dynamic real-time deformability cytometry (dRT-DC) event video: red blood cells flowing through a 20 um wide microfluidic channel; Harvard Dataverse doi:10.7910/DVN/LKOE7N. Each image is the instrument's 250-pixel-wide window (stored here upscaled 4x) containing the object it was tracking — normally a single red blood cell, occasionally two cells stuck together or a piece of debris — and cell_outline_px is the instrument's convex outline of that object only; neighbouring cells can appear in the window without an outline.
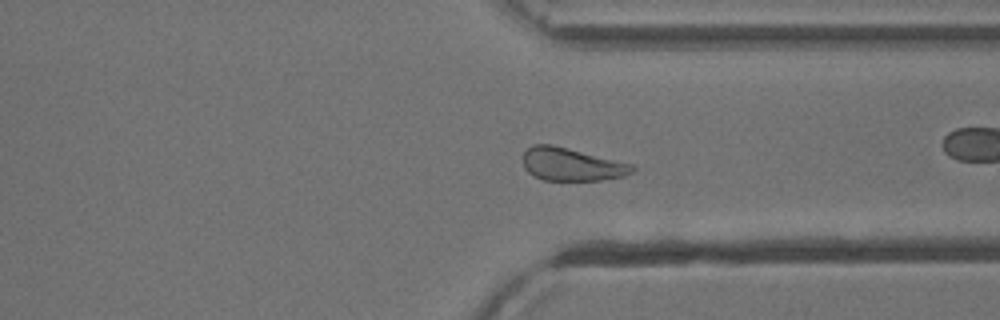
{"species": "common noctule bat (a hibernating species)", "species_latin": "Nyctalus noctula", "temperature_condition": "cold", "stored_images_in_passage": 50, "camera_frame_rate_fps": 3000, "um_per_image_px": 0.085, "animal": {"sex": "male", "body_mass_g": 13.3}, "frame": {"image": 1, "passage_image": 36, "time_ms": 11.667, "image_size_px": [1000, 320], "cell_outline_px": [[636, 168], [632, 172], [624, 176], [600, 180], [544, 180], [532, 176], [524, 168], [524, 152], [528, 148], [536, 144], [548, 144], [632, 164]], "centroid_in_image_um": [48.56, 13.99], "position_along_channel_um": 362.8, "area_um2": 20.52}}
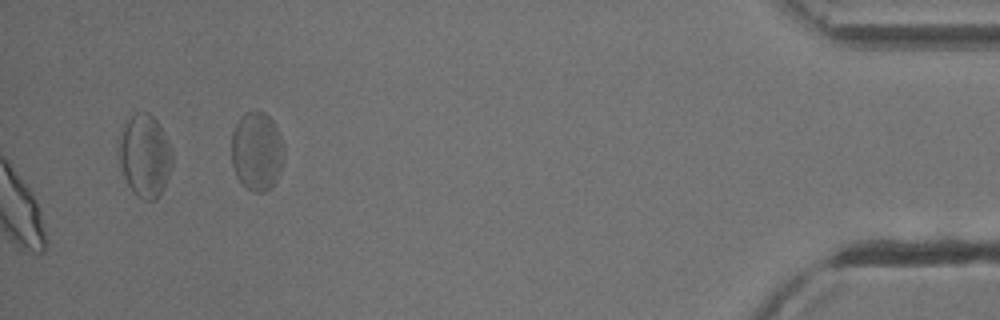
{"frame": {"image": 2, "passage_image": 50, "time_ms": 16.333, "image_size_px": [1000, 320], "cell_outline_px": [[172, 164], [168, 176], [160, 192], [152, 200], [144, 200], [136, 196], [132, 192], [124, 176], [120, 164], [120, 144], [124, 120], [136, 112], [148, 112], [156, 120], [164, 132], [172, 156]], "centroid_in_image_um": [12.29, 13.21], "position_along_channel_um": 422.9, "area_um2": 25.14}, "authors_computed_cell_mechanics": {"area_um2": 22.5131, "velocity_mm_per_s": 3.8698, "shape_relaxation_time_tau1_ms": 8.0125, "shape_relaxation_time_tau2_ms": 1.8961, "deformation_change_tau1": 0.1708, "deformation_change_tau2": 0.0743}}